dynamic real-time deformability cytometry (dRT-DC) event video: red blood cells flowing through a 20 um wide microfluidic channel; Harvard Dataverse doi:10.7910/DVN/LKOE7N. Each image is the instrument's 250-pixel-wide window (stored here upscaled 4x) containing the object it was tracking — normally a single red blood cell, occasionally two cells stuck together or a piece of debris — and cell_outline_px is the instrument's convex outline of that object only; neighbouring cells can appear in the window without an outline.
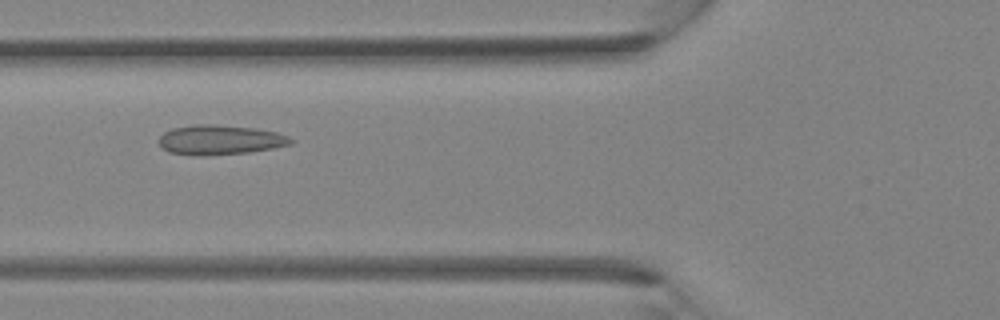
{"species": "Egyptian fruit bat (a non-hibernating species)", "species_latin": "Rousettus aegyptiacus", "temperature_condition": "room temperature", "stored_images_in_passage": 39, "camera_frame_rate_fps": 3000, "um_per_image_px": 0.085, "animal": {"sex": "female"}, "frame": {"image": 1, "passage_image": 15, "time_ms": 4.667, "image_size_px": [1000, 320], "cell_outline_px": [[296, 140], [292, 144], [272, 148], [248, 152], [200, 156], [168, 152], [160, 144], [160, 136], [164, 132], [172, 128], [192, 124], [212, 124], [256, 128], [276, 132], [288, 136]], "centroid_in_image_um": [18.72, 11.88], "position_along_channel_um": 107.1, "area_um2": 22.83}}
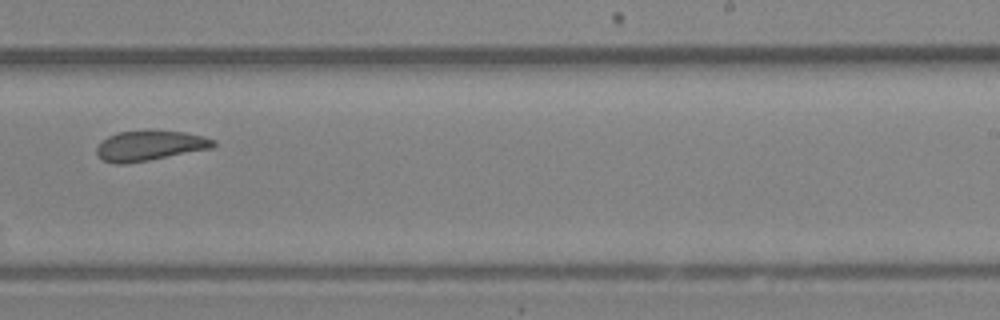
{"frame": {"image": 2, "passage_image": 25, "time_ms": 8.0, "image_size_px": [1000, 320], "cell_outline_px": [[216, 144], [212, 148], [148, 160], [124, 164], [116, 164], [104, 160], [96, 152], [96, 148], [108, 136], [116, 132], [144, 128], [184, 132], [204, 136], [216, 140]], "centroid_in_image_um": [12.75, 12.33], "position_along_channel_um": 276.3, "area_um2": 20.81}}
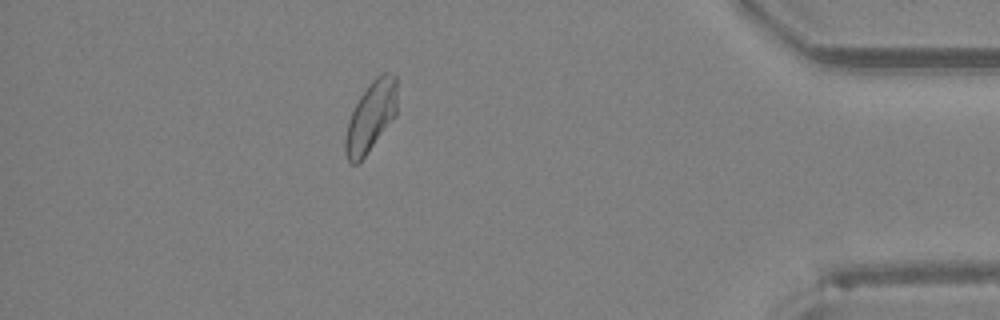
{"frame": {"image": 3, "passage_image": 35, "time_ms": 11.333, "image_size_px": [1000, 320], "cell_outline_px": [[396, 116], [364, 156], [356, 164], [352, 164], [348, 160], [344, 152], [344, 140], [348, 120], [360, 96], [368, 84], [376, 76], [384, 72], [388, 72], [396, 76]], "centroid_in_image_um": [31.51, 9.9], "position_along_channel_um": 403.7, "area_um2": 21.04}}